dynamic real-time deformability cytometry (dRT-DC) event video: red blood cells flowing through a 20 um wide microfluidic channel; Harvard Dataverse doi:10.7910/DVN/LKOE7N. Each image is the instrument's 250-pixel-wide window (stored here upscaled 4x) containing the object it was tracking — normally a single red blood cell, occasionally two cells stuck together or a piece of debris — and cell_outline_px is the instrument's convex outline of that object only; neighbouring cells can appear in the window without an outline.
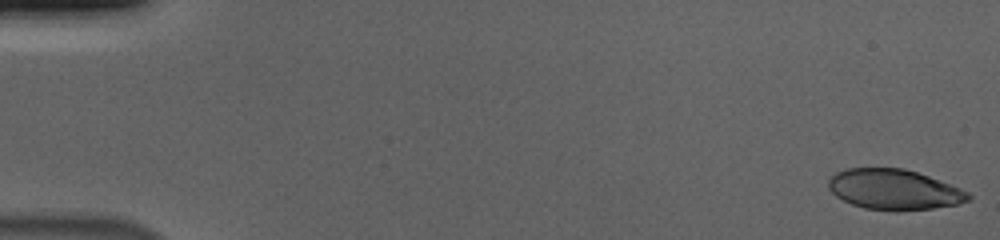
{"species": "human", "species_latin": "Homo sapiens", "temperature_condition": "cold", "stored_images_in_passage": 56, "camera_frame_rate_fps": 3000, "um_per_image_px": 0.085, "donor": {"sex": "male"}, "frame": {"image": 1, "passage_image": 1, "time_ms": 0.0, "image_size_px": [1000, 240], "cell_outline_px": [[972, 200], [956, 204], [932, 208], [896, 212], [864, 208], [852, 204], [836, 196], [828, 188], [828, 180], [836, 172], [848, 168], [904, 168], [928, 176], [968, 192], [972, 196]], "centroid_in_image_um": [75.98, 16.12], "position_along_channel_um": 9.0, "area_um2": 32.83}}
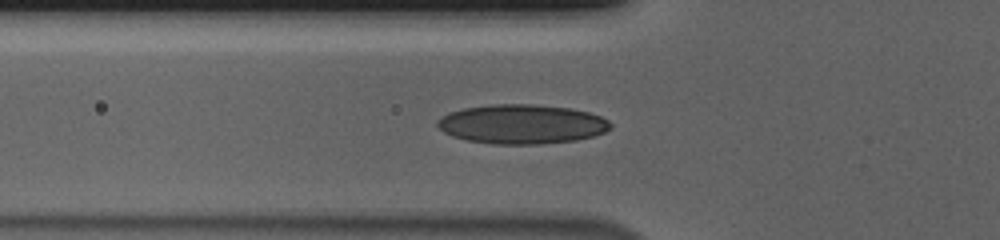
{"frame": {"image": 2, "passage_image": 20, "time_ms": 6.333, "image_size_px": [1000, 240], "cell_outline_px": [[612, 128], [604, 132], [592, 136], [576, 140], [540, 144], [492, 144], [468, 140], [452, 136], [444, 132], [436, 124], [436, 120], [448, 112], [464, 108], [492, 104], [532, 104], [572, 108], [588, 112], [600, 116], [608, 120], [612, 124]], "centroid_in_image_um": [44.35, 10.55], "position_along_channel_um": 81.4, "area_um2": 39.82}}
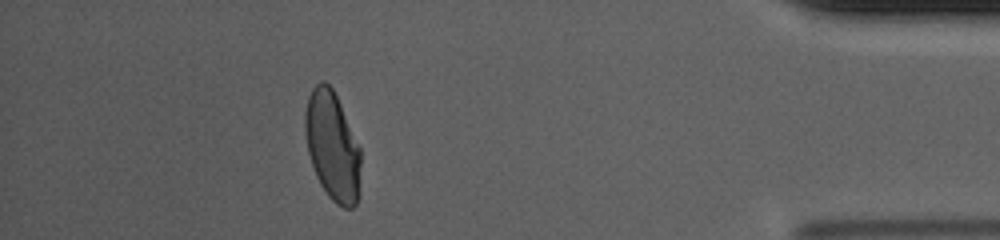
{"frame": {"image": 3, "passage_image": 50, "time_ms": 16.333, "image_size_px": [1000, 240], "cell_outline_px": [[360, 196], [356, 204], [352, 208], [344, 208], [336, 204], [328, 196], [320, 184], [316, 176], [308, 152], [304, 132], [304, 116], [308, 96], [312, 88], [320, 80], [324, 80], [332, 88], [340, 104], [360, 148]], "centroid_in_image_um": [28.25, 12.44], "position_along_channel_um": 407.0, "area_um2": 35.49}, "authors_computed_cell_mechanics": {"area_um2": 36.0094, "velocity_mm_per_s": 3.7048, "shape_relaxation_time_tau1_ms": 5.5311, "shape_relaxation_time_tau2_ms": 0.8461, "deformation_change_tau1": 0.1834, "deformation_change_tau2": 0.0617}}